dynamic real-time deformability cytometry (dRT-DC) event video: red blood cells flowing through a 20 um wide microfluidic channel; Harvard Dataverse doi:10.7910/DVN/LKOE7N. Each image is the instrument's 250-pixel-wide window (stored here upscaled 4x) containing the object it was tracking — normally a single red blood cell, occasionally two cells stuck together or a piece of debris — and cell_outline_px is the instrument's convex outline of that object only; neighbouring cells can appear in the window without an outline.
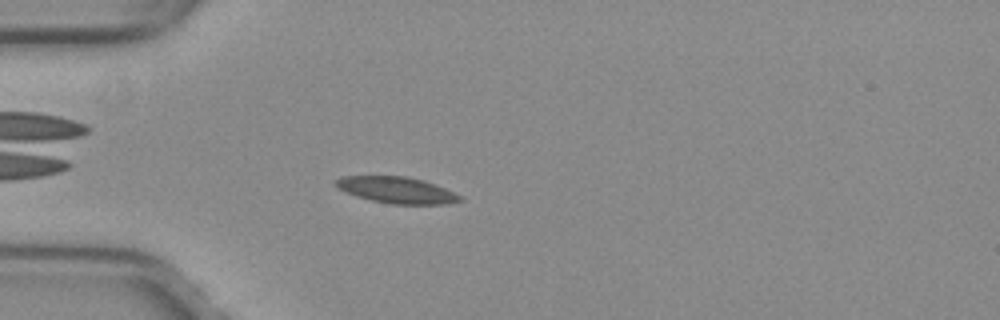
{"species": "common noctule bat (a hibernating species)", "species_latin": "Nyctalus noctula", "temperature_condition": "warm", "stored_images_in_passage": 39, "camera_frame_rate_fps": 3000, "um_per_image_px": 0.085, "animal": {"sex": "female", "body_mass_g": 29.2, "forearm_length_mm": 56.3}, "frame": {"image": 1, "passage_image": 5, "time_ms": 1.333, "image_size_px": [1000, 320], "cell_outline_px": [[464, 200], [448, 204], [392, 204], [372, 200], [356, 196], [332, 184], [340, 176], [408, 176], [424, 180], [444, 188], [460, 196]], "centroid_in_image_um": [33.72, 16.15], "position_along_channel_um": 51.3, "area_um2": 18.96}}
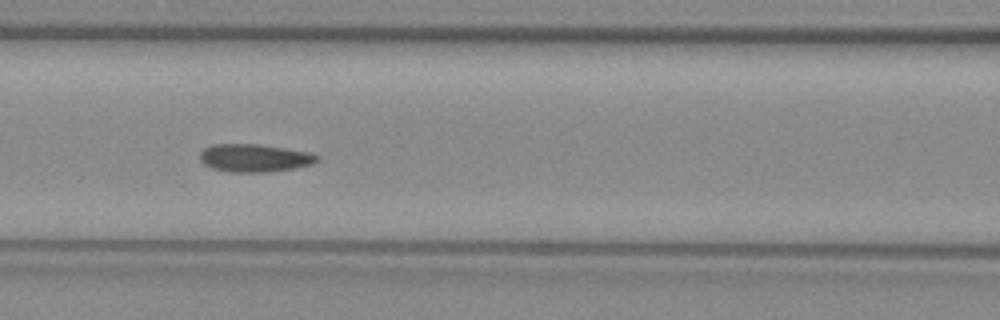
{"frame": {"image": 2, "passage_image": 13, "time_ms": 4.0, "image_size_px": [1000, 320], "cell_outline_px": [[320, 160], [312, 164], [296, 168], [268, 172], [228, 172], [212, 168], [204, 164], [200, 160], [200, 152], [204, 148], [212, 144], [256, 144], [284, 148], [308, 152], [320, 156]], "centroid_in_image_um": [21.63, 13.43], "position_along_channel_um": 145.0, "area_um2": 19.13}}
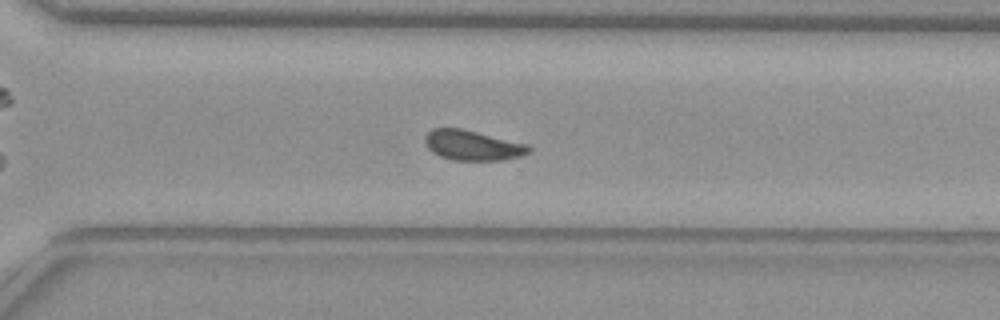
{"frame": {"image": 3, "passage_image": 27, "time_ms": 8.667, "image_size_px": [1000, 320], "cell_outline_px": [[532, 152], [520, 156], [504, 160], [452, 160], [440, 156], [432, 152], [428, 148], [424, 140], [424, 136], [432, 128], [460, 128], [528, 144], [532, 148]], "centroid_in_image_um": [40.17, 12.36], "position_along_channel_um": 330.4, "area_um2": 18.26}, "authors_computed_cell_mechanics": {"area_um2": 18.9006, "velocity_mm_per_s": 3.9805, "shape_relaxation_time_tau1_ms": 7.9187, "shape_relaxation_time_tau2_ms": 1.5045, "deformation_change_tau1": 0.1693, "deformation_change_tau2": 0.0773}}